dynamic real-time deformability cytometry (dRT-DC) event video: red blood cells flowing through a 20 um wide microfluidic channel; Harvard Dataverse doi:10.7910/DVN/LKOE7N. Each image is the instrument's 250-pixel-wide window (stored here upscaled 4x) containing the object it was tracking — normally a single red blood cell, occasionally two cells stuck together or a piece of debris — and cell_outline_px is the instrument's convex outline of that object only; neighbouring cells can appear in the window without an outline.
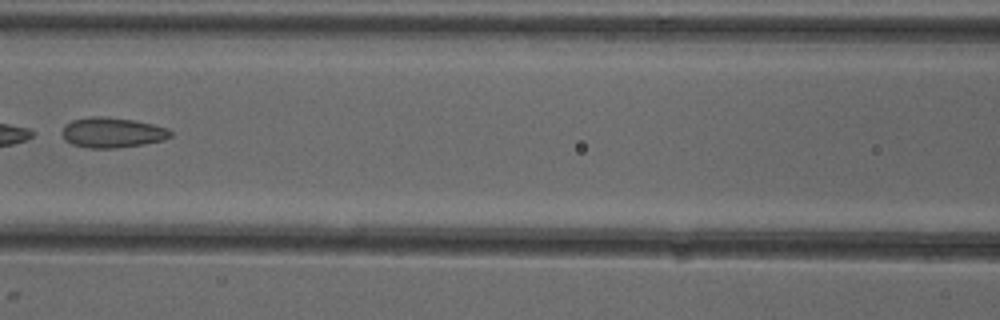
{"species": "common noctule bat (a hibernating species)", "species_latin": "Nyctalus noctula", "temperature_condition": "cold", "stored_images_in_passage": 7, "camera_frame_rate_fps": 3000, "um_per_image_px": 0.085, "animal": {"sex": "female"}, "frame": {"image": 1, "passage_image": 7, "time_ms": 7.333, "image_size_px": [1000, 320], "cell_outline_px": [[172, 136], [164, 140], [144, 144], [112, 148], [88, 148], [72, 144], [64, 140], [60, 132], [64, 124], [72, 120], [92, 116], [100, 116], [136, 120], [168, 128], [172, 132]], "centroid_in_image_um": [9.51, 11.26], "position_along_channel_um": 157.1, "area_um2": 19.31}}